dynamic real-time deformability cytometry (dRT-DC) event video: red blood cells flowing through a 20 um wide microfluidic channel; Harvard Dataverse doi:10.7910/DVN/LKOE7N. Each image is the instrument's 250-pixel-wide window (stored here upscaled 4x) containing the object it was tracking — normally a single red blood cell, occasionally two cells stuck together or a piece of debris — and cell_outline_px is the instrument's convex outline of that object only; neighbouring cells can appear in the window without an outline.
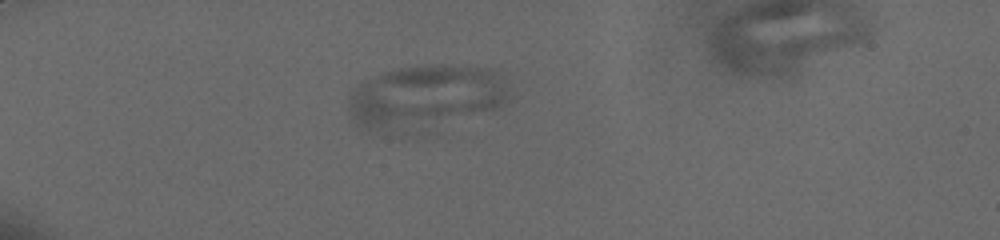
{"species": "human", "species_latin": "Homo sapiens", "temperature_condition": "cold", "stored_images_in_passage": 45, "camera_frame_rate_fps": 3000, "um_per_image_px": 0.085, "donor": {"sex": "male"}, "frame": {"image": 1, "passage_image": 1, "time_ms": 0.0, "image_size_px": [1000, 240], "cell_outline_px": [[508, 92], [504, 100], [496, 108], [384, 132], [364, 128], [356, 124], [352, 120], [348, 112], [348, 100], [352, 92], [364, 80], [392, 68], [432, 64], [440, 64], [492, 68], [500, 76], [508, 88]], "centroid_in_image_um": [36.06, 8.12], "position_along_channel_um": 48.9, "area_um2": 57.16}}